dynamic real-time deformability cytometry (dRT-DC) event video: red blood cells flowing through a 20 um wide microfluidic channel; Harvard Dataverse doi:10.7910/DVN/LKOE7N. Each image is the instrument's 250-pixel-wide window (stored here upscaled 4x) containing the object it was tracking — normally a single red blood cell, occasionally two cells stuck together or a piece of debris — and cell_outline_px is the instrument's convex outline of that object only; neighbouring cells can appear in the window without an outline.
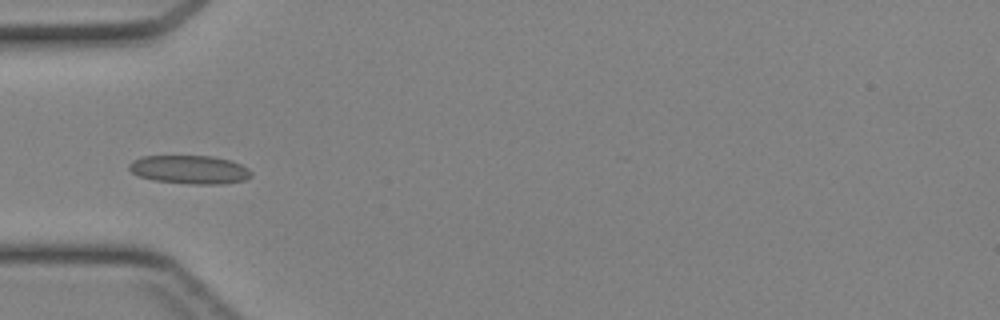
{"species": "Egyptian fruit bat (a non-hibernating species)", "species_latin": "Rousettus aegyptiacus", "temperature_condition": "cold", "stored_images_in_passage": 11, "camera_frame_rate_fps": 3000, "um_per_image_px": 0.085, "animal": {"sex": "female"}, "frame": {"image": 1, "passage_image": 4, "time_ms": 1.0, "image_size_px": [1000, 320], "cell_outline_px": [[252, 176], [244, 180], [224, 184], [192, 184], [152, 180], [140, 176], [132, 172], [128, 168], [128, 164], [132, 160], [140, 156], [212, 156], [232, 160], [248, 168], [252, 172]], "centroid_in_image_um": [16.13, 14.41], "position_along_channel_um": 68.9, "area_um2": 20.46}}
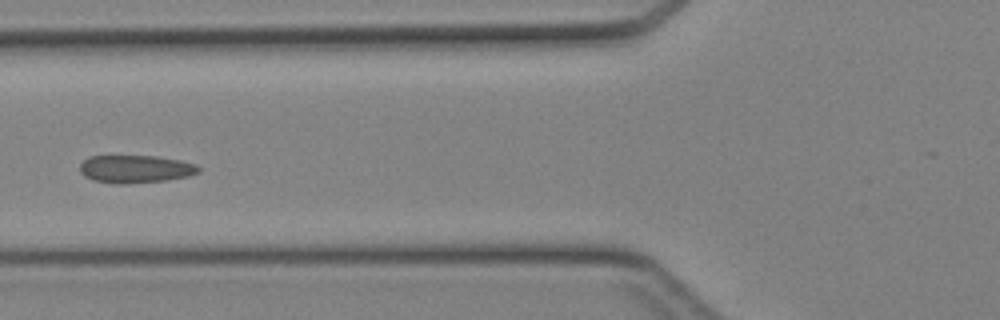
{"frame": {"image": 2, "passage_image": 7, "time_ms": 2.0, "image_size_px": [1000, 320], "cell_outline_px": [[200, 172], [188, 176], [168, 180], [124, 184], [116, 184], [92, 180], [84, 176], [80, 172], [80, 164], [88, 156], [156, 156], [180, 160], [196, 164], [200, 168]], "centroid_in_image_um": [11.51, 14.37], "position_along_channel_um": 114.3, "area_um2": 19.36}}